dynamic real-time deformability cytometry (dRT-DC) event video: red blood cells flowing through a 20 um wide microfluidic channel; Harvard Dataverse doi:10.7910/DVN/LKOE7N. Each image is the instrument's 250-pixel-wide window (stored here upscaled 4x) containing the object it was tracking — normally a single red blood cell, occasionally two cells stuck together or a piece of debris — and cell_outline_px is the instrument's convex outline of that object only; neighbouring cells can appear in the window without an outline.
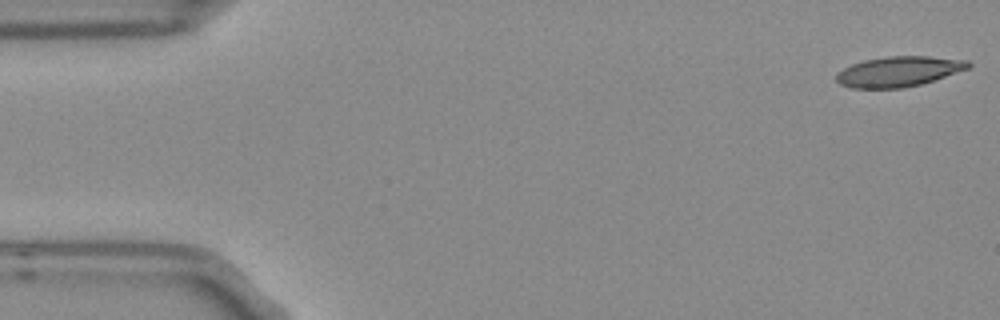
{"species": "Egyptian fruit bat (a non-hibernating species)", "species_latin": "Rousettus aegyptiacus", "temperature_condition": "room temperature", "stored_images_in_passage": 4, "camera_frame_rate_fps": 3000, "um_per_image_px": 0.085, "frame": {"image": 1, "passage_image": 1, "time_ms": 0.0, "image_size_px": [1000, 320], "cell_outline_px": [[972, 64], [968, 68], [920, 84], [904, 88], [852, 88], [840, 84], [836, 80], [836, 72], [852, 64], [864, 60], [888, 56], [928, 56], [968, 60]], "centroid_in_image_um": [76.35, 6.07], "position_along_channel_um": 8.6, "area_um2": 23.06}}
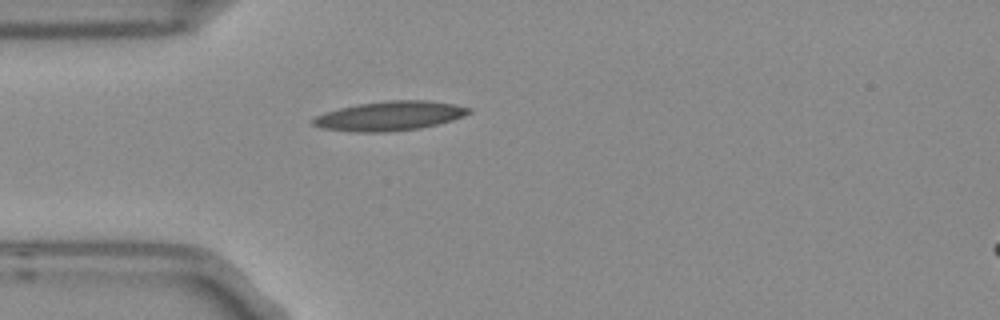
{"frame": {"image": 2, "passage_image": 4, "time_ms": 1.0, "image_size_px": [1000, 320], "cell_outline_px": [[472, 112], [464, 116], [452, 120], [420, 128], [384, 132], [356, 132], [320, 128], [312, 124], [308, 120], [324, 112], [356, 104], [388, 100], [428, 100], [456, 104], [472, 108]], "centroid_in_image_um": [33.11, 9.84], "position_along_channel_um": 51.9, "area_um2": 26.88}}